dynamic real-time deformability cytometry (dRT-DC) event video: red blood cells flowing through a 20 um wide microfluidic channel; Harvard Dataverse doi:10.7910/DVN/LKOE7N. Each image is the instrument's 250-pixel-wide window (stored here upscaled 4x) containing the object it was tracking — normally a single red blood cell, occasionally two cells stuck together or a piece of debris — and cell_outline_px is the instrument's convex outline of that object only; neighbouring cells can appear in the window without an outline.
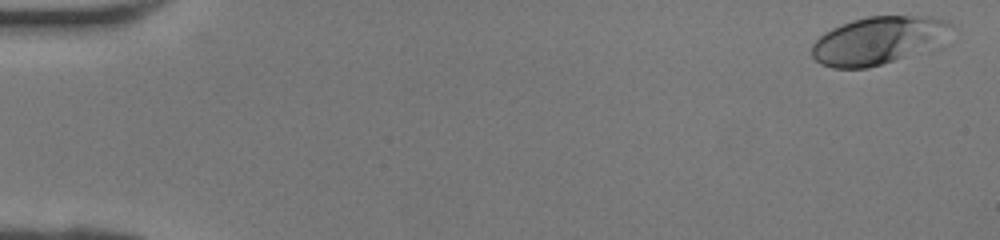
{"species": "human", "species_latin": "Homo sapiens", "temperature_condition": "room temperature", "stored_images_in_passage": 42, "camera_frame_rate_fps": 3000, "um_per_image_px": 0.085, "donor": {"sex": "female"}, "frame": {"image": 1, "passage_image": 2, "time_ms": 0.333, "image_size_px": [1000, 240], "cell_outline_px": [[960, 24], [948, 44], [944, 48], [868, 68], [832, 68], [820, 64], [812, 56], [812, 44], [824, 32], [832, 28], [852, 20], [868, 16], [932, 16], [948, 20]], "centroid_in_image_um": [74.92, 3.44], "position_along_channel_um": 10.1, "area_um2": 41.04}}
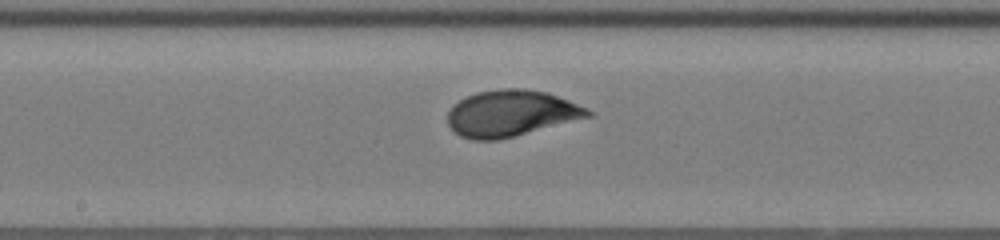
{"frame": {"image": 2, "passage_image": 23, "time_ms": 7.333, "image_size_px": [1000, 240], "cell_outline_px": [[592, 116], [496, 140], [472, 140], [460, 136], [448, 124], [448, 112], [452, 104], [476, 92], [500, 88], [524, 88], [548, 92], [588, 108], [592, 112]], "centroid_in_image_um": [43.42, 9.61], "position_along_channel_um": 204.8, "area_um2": 37.63}}
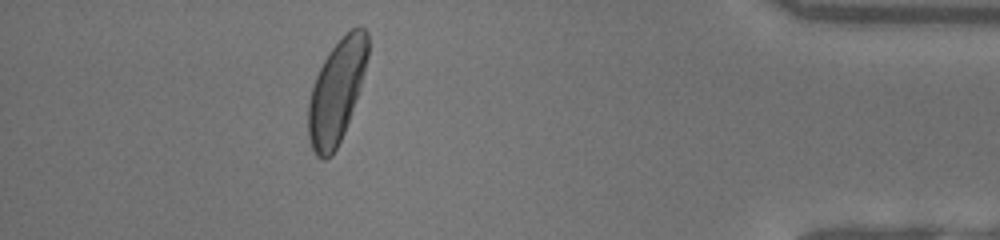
{"frame": {"image": 3, "passage_image": 38, "time_ms": 12.333, "image_size_px": [1000, 240], "cell_outline_px": [[368, 56], [364, 72], [344, 132], [332, 156], [324, 160], [320, 160], [316, 156], [312, 148], [308, 136], [308, 104], [312, 88], [316, 76], [328, 52], [352, 28], [364, 28], [368, 32]], "centroid_in_image_um": [28.59, 7.81], "position_along_channel_um": 406.6, "area_um2": 34.97}}